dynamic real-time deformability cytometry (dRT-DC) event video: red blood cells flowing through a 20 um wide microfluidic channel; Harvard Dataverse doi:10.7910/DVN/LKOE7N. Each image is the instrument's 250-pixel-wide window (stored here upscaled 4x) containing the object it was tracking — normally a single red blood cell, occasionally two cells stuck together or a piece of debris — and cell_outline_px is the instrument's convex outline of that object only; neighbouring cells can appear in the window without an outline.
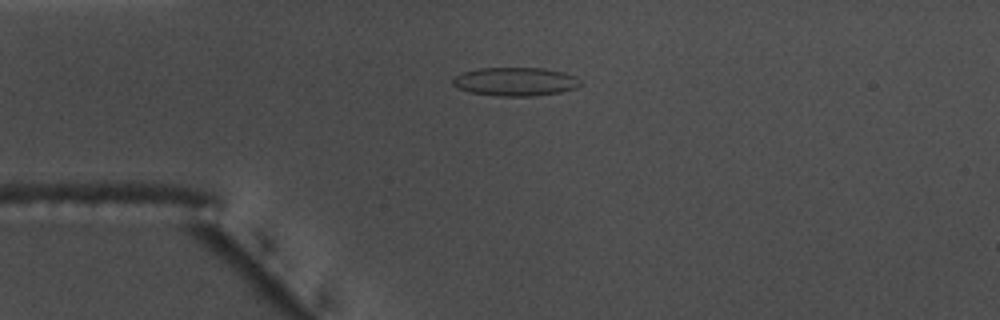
{"species": "common noctule bat (a hibernating species)", "species_latin": "Nyctalus noctula", "temperature_condition": "warm", "stored_images_in_passage": 53, "camera_frame_rate_fps": 3000, "um_per_image_px": 0.085, "animal": {"sex": "male", "body_mass_g": 17.5, "forearm_length_mm": 52.3}, "frame": {"image": 1, "passage_image": 11, "time_ms": 3.333, "image_size_px": [1000, 320], "cell_outline_px": [[580, 84], [576, 88], [560, 92], [532, 96], [500, 96], [468, 92], [452, 84], [452, 80], [456, 76], [464, 72], [480, 68], [544, 68], [564, 72], [580, 80]], "centroid_in_image_um": [43.8, 6.94], "position_along_channel_um": 41.2, "area_um2": 21.04}}
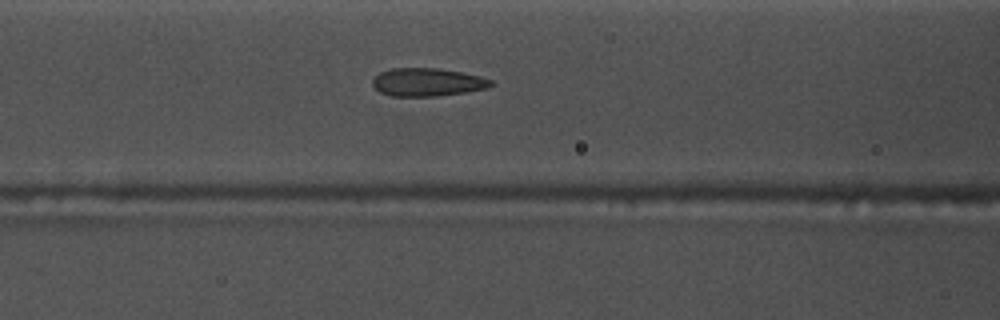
{"frame": {"image": 2, "passage_image": 20, "time_ms": 6.333, "image_size_px": [1000, 320], "cell_outline_px": [[492, 84], [484, 88], [464, 92], [440, 96], [392, 96], [380, 92], [372, 84], [372, 80], [380, 72], [392, 68], [436, 68], [460, 72], [480, 76], [492, 80]], "centroid_in_image_um": [36.29, 6.98], "position_along_channel_um": 130.3, "area_um2": 19.13}}
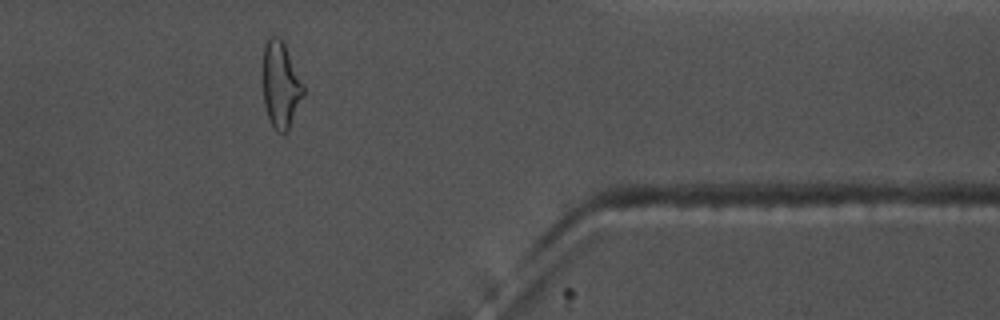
{"frame": {"image": 3, "passage_image": 43, "time_ms": 14.0, "image_size_px": [1000, 320], "cell_outline_px": [[304, 96], [288, 128], [284, 132], [276, 132], [268, 116], [264, 104], [264, 44], [272, 36], [276, 36], [284, 44], [304, 84]], "centroid_in_image_um": [23.88, 7.23], "position_along_channel_um": 387.5, "area_um2": 19.77}, "authors_computed_cell_mechanics": {"area_um2": 20.4612, "velocity_mm_per_s": 3.6421, "shape_relaxation_time_tau1_ms": null, "shape_relaxation_time_tau2_ms": 1.3966, "deformation_change_tau1": null, "deformation_change_tau2": 0.0681}}